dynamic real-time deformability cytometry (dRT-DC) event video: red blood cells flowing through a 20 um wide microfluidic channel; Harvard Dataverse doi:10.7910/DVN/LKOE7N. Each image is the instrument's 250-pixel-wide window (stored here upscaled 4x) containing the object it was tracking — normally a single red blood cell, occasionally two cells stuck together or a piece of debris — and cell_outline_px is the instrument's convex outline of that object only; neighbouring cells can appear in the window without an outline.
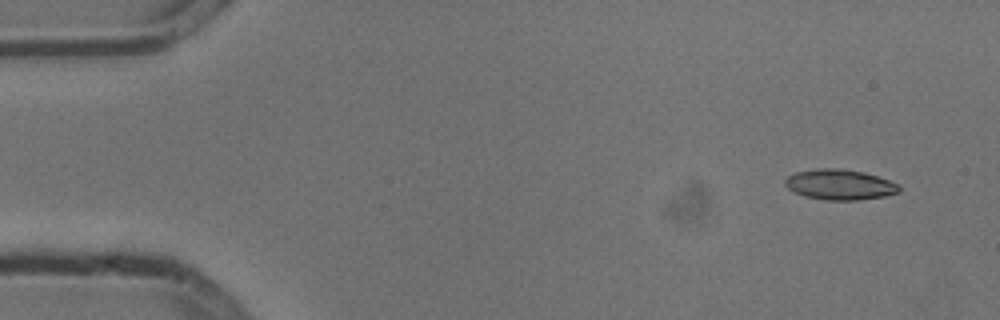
{"species": "common noctule bat (a hibernating species)", "species_latin": "Nyctalus noctula", "temperature_condition": "cold", "stored_images_in_passage": 6, "camera_frame_rate_fps": 3000, "um_per_image_px": 0.085, "animal": {"sex": "male", "body_mass_g": 13.3}, "frame": {"image": 1, "passage_image": 1, "time_ms": 0.0, "image_size_px": [1000, 320], "cell_outline_px": [[900, 192], [884, 196], [860, 200], [824, 200], [804, 196], [788, 188], [784, 184], [784, 180], [788, 176], [796, 172], [816, 168], [840, 168], [864, 172], [900, 184]], "centroid_in_image_um": [71.38, 15.69], "position_along_channel_um": 13.6, "area_um2": 20.29}}
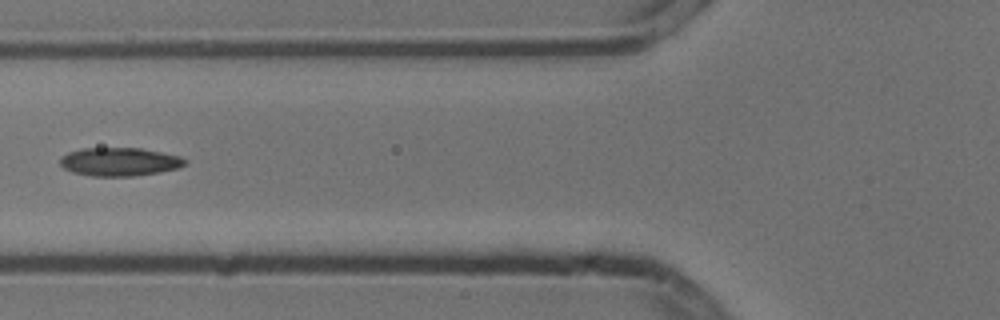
{"frame": {"image": 2, "passage_image": 5, "time_ms": 1.333, "image_size_px": [1000, 320], "cell_outline_px": [[188, 164], [176, 168], [160, 172], [132, 176], [92, 176], [72, 172], [64, 168], [60, 164], [60, 160], [68, 152], [80, 148], [140, 148], [180, 156], [188, 160]], "centroid_in_image_um": [10.17, 13.75], "position_along_channel_um": 115.6, "area_um2": 20.63}}
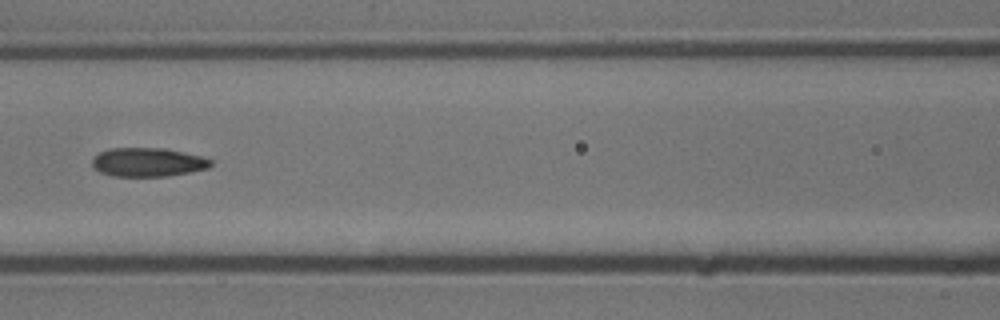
{"frame": {"image": 3, "passage_image": 6, "time_ms": 1.667, "image_size_px": [1000, 320], "cell_outline_px": [[212, 164], [208, 168], [168, 176], [112, 176], [100, 172], [92, 168], [92, 156], [100, 152], [112, 148], [164, 148], [200, 156], [212, 160]], "centroid_in_image_um": [12.51, 13.79], "position_along_channel_um": 154.1, "area_um2": 19.88}}